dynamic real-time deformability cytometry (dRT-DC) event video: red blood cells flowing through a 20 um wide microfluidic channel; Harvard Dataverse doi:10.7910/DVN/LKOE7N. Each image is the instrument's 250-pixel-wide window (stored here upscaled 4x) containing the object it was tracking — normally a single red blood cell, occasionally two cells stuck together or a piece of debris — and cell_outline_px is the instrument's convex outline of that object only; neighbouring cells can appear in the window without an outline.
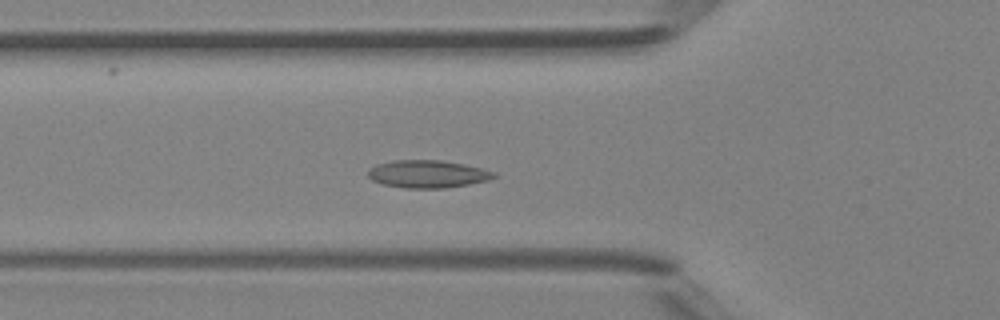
{"species": "Egyptian fruit bat (a non-hibernating species)", "species_latin": "Rousettus aegyptiacus", "temperature_condition": "room temperature", "stored_images_in_passage": 35, "camera_frame_rate_fps": 3000, "um_per_image_px": 0.085, "animal": {"sex": "female"}, "frame": {"image": 1, "passage_image": 4, "time_ms": 1.0, "image_size_px": [1000, 320], "cell_outline_px": [[496, 176], [488, 180], [468, 184], [444, 188], [404, 188], [384, 184], [372, 180], [368, 176], [368, 168], [376, 164], [392, 160], [440, 160], [464, 164], [496, 172]], "centroid_in_image_um": [36.31, 14.78], "position_along_channel_um": 89.5, "area_um2": 20.23}}
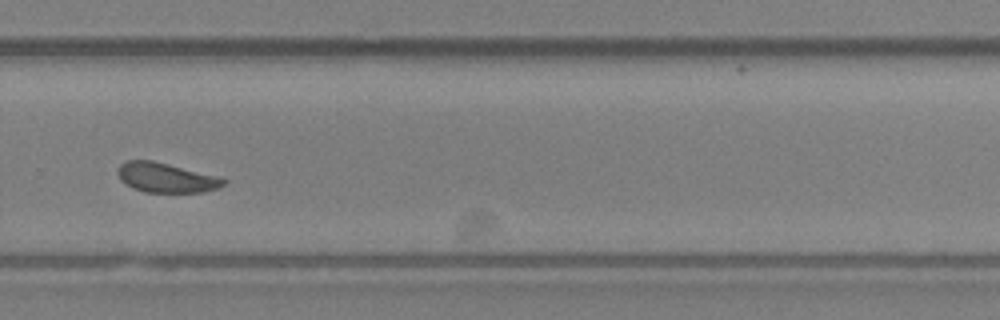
{"frame": {"image": 2, "passage_image": 20, "time_ms": 6.333, "image_size_px": [1000, 320], "cell_outline_px": [[228, 180], [220, 188], [204, 192], [144, 192], [132, 188], [120, 180], [116, 172], [120, 164], [128, 160], [152, 160], [168, 164]], "centroid_in_image_um": [14.06, 15.11], "position_along_channel_um": 315.7, "area_um2": 18.09}}
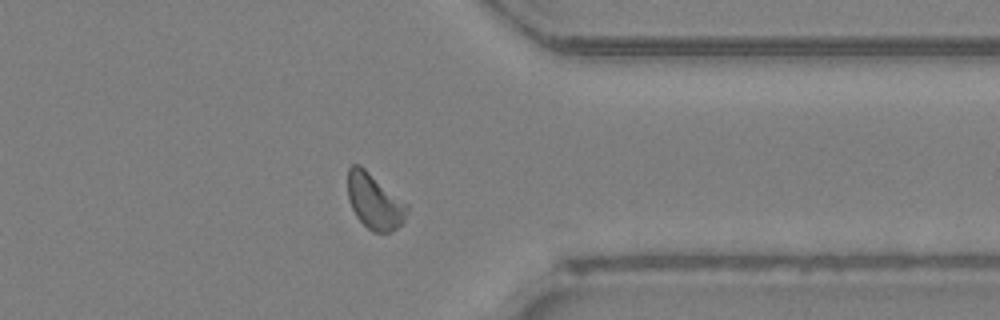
{"frame": {"image": 3, "passage_image": 25, "time_ms": 8.0, "image_size_px": [1000, 320], "cell_outline_px": [[408, 208], [404, 220], [392, 232], [372, 232], [356, 216], [348, 200], [348, 168], [352, 164], [360, 164], [408, 204]], "centroid_in_image_um": [31.82, 17.1], "position_along_channel_um": 379.6, "area_um2": 19.13}, "authors_computed_cell_mechanics": {"area_um2": 18.7272, "velocity_mm_per_s": 4.2386, "shape_relaxation_time_tau1_ms": 4.1179, "shape_relaxation_time_tau2_ms": 1.7134, "deformation_change_tau1": 0.0781, "deformation_change_tau2": 0.059}}